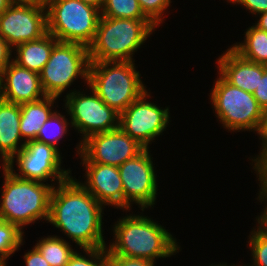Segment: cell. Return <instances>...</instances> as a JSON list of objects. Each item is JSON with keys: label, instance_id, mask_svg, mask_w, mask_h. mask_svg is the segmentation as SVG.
<instances>
[{"label": "cell", "instance_id": "obj_41", "mask_svg": "<svg viewBox=\"0 0 267 266\" xmlns=\"http://www.w3.org/2000/svg\"><path fill=\"white\" fill-rule=\"evenodd\" d=\"M263 170L267 173V165L263 168Z\"/></svg>", "mask_w": 267, "mask_h": 266}, {"label": "cell", "instance_id": "obj_6", "mask_svg": "<svg viewBox=\"0 0 267 266\" xmlns=\"http://www.w3.org/2000/svg\"><path fill=\"white\" fill-rule=\"evenodd\" d=\"M47 7V32L59 42L91 45L101 17L99 9L81 0H52Z\"/></svg>", "mask_w": 267, "mask_h": 266}, {"label": "cell", "instance_id": "obj_40", "mask_svg": "<svg viewBox=\"0 0 267 266\" xmlns=\"http://www.w3.org/2000/svg\"><path fill=\"white\" fill-rule=\"evenodd\" d=\"M0 99H2V95H1V74H0Z\"/></svg>", "mask_w": 267, "mask_h": 266}, {"label": "cell", "instance_id": "obj_22", "mask_svg": "<svg viewBox=\"0 0 267 266\" xmlns=\"http://www.w3.org/2000/svg\"><path fill=\"white\" fill-rule=\"evenodd\" d=\"M68 242L57 236L39 240L35 248L42 254L50 266H66L75 253Z\"/></svg>", "mask_w": 267, "mask_h": 266}, {"label": "cell", "instance_id": "obj_4", "mask_svg": "<svg viewBox=\"0 0 267 266\" xmlns=\"http://www.w3.org/2000/svg\"><path fill=\"white\" fill-rule=\"evenodd\" d=\"M4 185L0 216L9 223L22 226L38 219H49L50 196L54 185L17 177L13 167L4 166Z\"/></svg>", "mask_w": 267, "mask_h": 266}, {"label": "cell", "instance_id": "obj_2", "mask_svg": "<svg viewBox=\"0 0 267 266\" xmlns=\"http://www.w3.org/2000/svg\"><path fill=\"white\" fill-rule=\"evenodd\" d=\"M115 243L108 249L112 254L143 258L154 262L178 252L173 236L161 225L145 216L129 215L115 224Z\"/></svg>", "mask_w": 267, "mask_h": 266}, {"label": "cell", "instance_id": "obj_31", "mask_svg": "<svg viewBox=\"0 0 267 266\" xmlns=\"http://www.w3.org/2000/svg\"><path fill=\"white\" fill-rule=\"evenodd\" d=\"M259 106L265 110L267 109V66L259 64V83L253 93Z\"/></svg>", "mask_w": 267, "mask_h": 266}, {"label": "cell", "instance_id": "obj_12", "mask_svg": "<svg viewBox=\"0 0 267 266\" xmlns=\"http://www.w3.org/2000/svg\"><path fill=\"white\" fill-rule=\"evenodd\" d=\"M149 95L145 91L120 114L119 119V127L145 149L164 131L170 118L168 107L161 109L146 101Z\"/></svg>", "mask_w": 267, "mask_h": 266}, {"label": "cell", "instance_id": "obj_16", "mask_svg": "<svg viewBox=\"0 0 267 266\" xmlns=\"http://www.w3.org/2000/svg\"><path fill=\"white\" fill-rule=\"evenodd\" d=\"M0 74L1 95L7 102L21 105L46 96L40 83V74L23 68L12 60Z\"/></svg>", "mask_w": 267, "mask_h": 266}, {"label": "cell", "instance_id": "obj_23", "mask_svg": "<svg viewBox=\"0 0 267 266\" xmlns=\"http://www.w3.org/2000/svg\"><path fill=\"white\" fill-rule=\"evenodd\" d=\"M101 16L149 20L142 12L138 0H105Z\"/></svg>", "mask_w": 267, "mask_h": 266}, {"label": "cell", "instance_id": "obj_10", "mask_svg": "<svg viewBox=\"0 0 267 266\" xmlns=\"http://www.w3.org/2000/svg\"><path fill=\"white\" fill-rule=\"evenodd\" d=\"M83 163H100L119 167L135 158L145 148L127 135L120 127L91 135L79 144Z\"/></svg>", "mask_w": 267, "mask_h": 266}, {"label": "cell", "instance_id": "obj_3", "mask_svg": "<svg viewBox=\"0 0 267 266\" xmlns=\"http://www.w3.org/2000/svg\"><path fill=\"white\" fill-rule=\"evenodd\" d=\"M155 27L150 20L101 16L94 40L88 47L90 62L132 61L133 52Z\"/></svg>", "mask_w": 267, "mask_h": 266}, {"label": "cell", "instance_id": "obj_1", "mask_svg": "<svg viewBox=\"0 0 267 266\" xmlns=\"http://www.w3.org/2000/svg\"><path fill=\"white\" fill-rule=\"evenodd\" d=\"M102 204L72 176L52 189L49 219L83 249L105 248Z\"/></svg>", "mask_w": 267, "mask_h": 266}, {"label": "cell", "instance_id": "obj_28", "mask_svg": "<svg viewBox=\"0 0 267 266\" xmlns=\"http://www.w3.org/2000/svg\"><path fill=\"white\" fill-rule=\"evenodd\" d=\"M143 14L155 25H159L163 20L162 13L170 6L171 0H138Z\"/></svg>", "mask_w": 267, "mask_h": 266}, {"label": "cell", "instance_id": "obj_11", "mask_svg": "<svg viewBox=\"0 0 267 266\" xmlns=\"http://www.w3.org/2000/svg\"><path fill=\"white\" fill-rule=\"evenodd\" d=\"M46 33L47 11L43 6L13 2L0 15V36L12 48L37 40Z\"/></svg>", "mask_w": 267, "mask_h": 266}, {"label": "cell", "instance_id": "obj_37", "mask_svg": "<svg viewBox=\"0 0 267 266\" xmlns=\"http://www.w3.org/2000/svg\"><path fill=\"white\" fill-rule=\"evenodd\" d=\"M260 14V20H258L255 26L261 30L267 31V11Z\"/></svg>", "mask_w": 267, "mask_h": 266}, {"label": "cell", "instance_id": "obj_5", "mask_svg": "<svg viewBox=\"0 0 267 266\" xmlns=\"http://www.w3.org/2000/svg\"><path fill=\"white\" fill-rule=\"evenodd\" d=\"M87 84L119 114L147 91L133 61L90 62Z\"/></svg>", "mask_w": 267, "mask_h": 266}, {"label": "cell", "instance_id": "obj_21", "mask_svg": "<svg viewBox=\"0 0 267 266\" xmlns=\"http://www.w3.org/2000/svg\"><path fill=\"white\" fill-rule=\"evenodd\" d=\"M245 37L244 43L231 48L242 58L267 66V31L254 25L248 28Z\"/></svg>", "mask_w": 267, "mask_h": 266}, {"label": "cell", "instance_id": "obj_17", "mask_svg": "<svg viewBox=\"0 0 267 266\" xmlns=\"http://www.w3.org/2000/svg\"><path fill=\"white\" fill-rule=\"evenodd\" d=\"M20 105L0 99V154L3 166L13 167L15 154L25 145L18 147L20 133Z\"/></svg>", "mask_w": 267, "mask_h": 266}, {"label": "cell", "instance_id": "obj_27", "mask_svg": "<svg viewBox=\"0 0 267 266\" xmlns=\"http://www.w3.org/2000/svg\"><path fill=\"white\" fill-rule=\"evenodd\" d=\"M251 235L249 246L254 259L252 266H267V234L253 230Z\"/></svg>", "mask_w": 267, "mask_h": 266}, {"label": "cell", "instance_id": "obj_26", "mask_svg": "<svg viewBox=\"0 0 267 266\" xmlns=\"http://www.w3.org/2000/svg\"><path fill=\"white\" fill-rule=\"evenodd\" d=\"M107 247L83 249L84 252L90 255V260L85 256L75 252L66 266H106L107 264Z\"/></svg>", "mask_w": 267, "mask_h": 266}, {"label": "cell", "instance_id": "obj_30", "mask_svg": "<svg viewBox=\"0 0 267 266\" xmlns=\"http://www.w3.org/2000/svg\"><path fill=\"white\" fill-rule=\"evenodd\" d=\"M106 266H154V262L143 258H129L112 254L107 250Z\"/></svg>", "mask_w": 267, "mask_h": 266}, {"label": "cell", "instance_id": "obj_29", "mask_svg": "<svg viewBox=\"0 0 267 266\" xmlns=\"http://www.w3.org/2000/svg\"><path fill=\"white\" fill-rule=\"evenodd\" d=\"M257 133L262 138V151L255 161L254 169H263L267 165V109L263 110Z\"/></svg>", "mask_w": 267, "mask_h": 266}, {"label": "cell", "instance_id": "obj_20", "mask_svg": "<svg viewBox=\"0 0 267 266\" xmlns=\"http://www.w3.org/2000/svg\"><path fill=\"white\" fill-rule=\"evenodd\" d=\"M56 99L57 97L44 96L39 100L20 105V133L22 139L23 137L26 139L24 142L36 140L42 125L53 113L51 106Z\"/></svg>", "mask_w": 267, "mask_h": 266}, {"label": "cell", "instance_id": "obj_18", "mask_svg": "<svg viewBox=\"0 0 267 266\" xmlns=\"http://www.w3.org/2000/svg\"><path fill=\"white\" fill-rule=\"evenodd\" d=\"M219 74L230 84L253 94L259 83V64L229 48L218 60Z\"/></svg>", "mask_w": 267, "mask_h": 266}, {"label": "cell", "instance_id": "obj_39", "mask_svg": "<svg viewBox=\"0 0 267 266\" xmlns=\"http://www.w3.org/2000/svg\"><path fill=\"white\" fill-rule=\"evenodd\" d=\"M13 3L12 0H0V15Z\"/></svg>", "mask_w": 267, "mask_h": 266}, {"label": "cell", "instance_id": "obj_33", "mask_svg": "<svg viewBox=\"0 0 267 266\" xmlns=\"http://www.w3.org/2000/svg\"><path fill=\"white\" fill-rule=\"evenodd\" d=\"M231 2L243 5L255 15L267 11V0H231Z\"/></svg>", "mask_w": 267, "mask_h": 266}, {"label": "cell", "instance_id": "obj_42", "mask_svg": "<svg viewBox=\"0 0 267 266\" xmlns=\"http://www.w3.org/2000/svg\"><path fill=\"white\" fill-rule=\"evenodd\" d=\"M213 266V265H212ZM215 266V265H214ZM216 266H227L226 264H220V265H216ZM232 266V265H231Z\"/></svg>", "mask_w": 267, "mask_h": 266}, {"label": "cell", "instance_id": "obj_35", "mask_svg": "<svg viewBox=\"0 0 267 266\" xmlns=\"http://www.w3.org/2000/svg\"><path fill=\"white\" fill-rule=\"evenodd\" d=\"M12 48L11 46L0 36V73L9 65Z\"/></svg>", "mask_w": 267, "mask_h": 266}, {"label": "cell", "instance_id": "obj_34", "mask_svg": "<svg viewBox=\"0 0 267 266\" xmlns=\"http://www.w3.org/2000/svg\"><path fill=\"white\" fill-rule=\"evenodd\" d=\"M24 260L26 266H50L35 247L24 255Z\"/></svg>", "mask_w": 267, "mask_h": 266}, {"label": "cell", "instance_id": "obj_13", "mask_svg": "<svg viewBox=\"0 0 267 266\" xmlns=\"http://www.w3.org/2000/svg\"><path fill=\"white\" fill-rule=\"evenodd\" d=\"M148 149H144L135 158L125 161L118 167L123 183L124 208L130 209V202L146 207L155 204L157 182L153 162Z\"/></svg>", "mask_w": 267, "mask_h": 266}, {"label": "cell", "instance_id": "obj_32", "mask_svg": "<svg viewBox=\"0 0 267 266\" xmlns=\"http://www.w3.org/2000/svg\"><path fill=\"white\" fill-rule=\"evenodd\" d=\"M256 171L259 174L258 180L261 183V188H260V195H259V200H267V173L263 169H256ZM258 226L259 231L264 232L267 234V206L264 209V212L260 217H258Z\"/></svg>", "mask_w": 267, "mask_h": 266}, {"label": "cell", "instance_id": "obj_38", "mask_svg": "<svg viewBox=\"0 0 267 266\" xmlns=\"http://www.w3.org/2000/svg\"><path fill=\"white\" fill-rule=\"evenodd\" d=\"M85 4L91 5L101 11L103 8L105 0H81Z\"/></svg>", "mask_w": 267, "mask_h": 266}, {"label": "cell", "instance_id": "obj_19", "mask_svg": "<svg viewBox=\"0 0 267 266\" xmlns=\"http://www.w3.org/2000/svg\"><path fill=\"white\" fill-rule=\"evenodd\" d=\"M58 42L53 35L47 32L37 40L17 45L15 49H17L18 55L12 61L23 68L40 74L50 58L53 47Z\"/></svg>", "mask_w": 267, "mask_h": 266}, {"label": "cell", "instance_id": "obj_7", "mask_svg": "<svg viewBox=\"0 0 267 266\" xmlns=\"http://www.w3.org/2000/svg\"><path fill=\"white\" fill-rule=\"evenodd\" d=\"M210 99L224 127L232 131L257 132L263 109L253 94L233 86L220 74Z\"/></svg>", "mask_w": 267, "mask_h": 266}, {"label": "cell", "instance_id": "obj_36", "mask_svg": "<svg viewBox=\"0 0 267 266\" xmlns=\"http://www.w3.org/2000/svg\"><path fill=\"white\" fill-rule=\"evenodd\" d=\"M12 1L14 3L35 4L47 8V6L50 4L52 0H12Z\"/></svg>", "mask_w": 267, "mask_h": 266}, {"label": "cell", "instance_id": "obj_9", "mask_svg": "<svg viewBox=\"0 0 267 266\" xmlns=\"http://www.w3.org/2000/svg\"><path fill=\"white\" fill-rule=\"evenodd\" d=\"M90 96L73 91L66 95L65 108L71 116V126L84 134L83 140L91 135L119 128L120 114L106 105L92 90Z\"/></svg>", "mask_w": 267, "mask_h": 266}, {"label": "cell", "instance_id": "obj_24", "mask_svg": "<svg viewBox=\"0 0 267 266\" xmlns=\"http://www.w3.org/2000/svg\"><path fill=\"white\" fill-rule=\"evenodd\" d=\"M23 234L17 225L6 222L0 216V264H6L5 260L19 249Z\"/></svg>", "mask_w": 267, "mask_h": 266}, {"label": "cell", "instance_id": "obj_25", "mask_svg": "<svg viewBox=\"0 0 267 266\" xmlns=\"http://www.w3.org/2000/svg\"><path fill=\"white\" fill-rule=\"evenodd\" d=\"M68 122L63 115L55 111L48 118V120L42 125L36 140L53 146L58 151L57 142L67 132Z\"/></svg>", "mask_w": 267, "mask_h": 266}, {"label": "cell", "instance_id": "obj_8", "mask_svg": "<svg viewBox=\"0 0 267 266\" xmlns=\"http://www.w3.org/2000/svg\"><path fill=\"white\" fill-rule=\"evenodd\" d=\"M88 48L67 42H58L40 73V83L46 96L59 97L77 76L88 81Z\"/></svg>", "mask_w": 267, "mask_h": 266}, {"label": "cell", "instance_id": "obj_15", "mask_svg": "<svg viewBox=\"0 0 267 266\" xmlns=\"http://www.w3.org/2000/svg\"><path fill=\"white\" fill-rule=\"evenodd\" d=\"M82 164L87 169V181L81 185L102 205L124 209V190L118 167L100 163Z\"/></svg>", "mask_w": 267, "mask_h": 266}, {"label": "cell", "instance_id": "obj_14", "mask_svg": "<svg viewBox=\"0 0 267 266\" xmlns=\"http://www.w3.org/2000/svg\"><path fill=\"white\" fill-rule=\"evenodd\" d=\"M16 155L21 175L13 173L19 178L46 182L53 177L51 181L57 178L62 183L71 177L70 170L61 169L60 151L53 146L31 140Z\"/></svg>", "mask_w": 267, "mask_h": 266}]
</instances>
